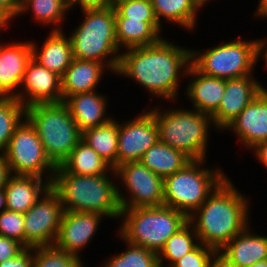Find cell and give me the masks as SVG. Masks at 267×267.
<instances>
[{
  "label": "cell",
  "instance_id": "obj_29",
  "mask_svg": "<svg viewBox=\"0 0 267 267\" xmlns=\"http://www.w3.org/2000/svg\"><path fill=\"white\" fill-rule=\"evenodd\" d=\"M117 45L122 50L148 46L157 43L161 36L149 23L115 18Z\"/></svg>",
  "mask_w": 267,
  "mask_h": 267
},
{
  "label": "cell",
  "instance_id": "obj_46",
  "mask_svg": "<svg viewBox=\"0 0 267 267\" xmlns=\"http://www.w3.org/2000/svg\"><path fill=\"white\" fill-rule=\"evenodd\" d=\"M7 210L4 188H0V214Z\"/></svg>",
  "mask_w": 267,
  "mask_h": 267
},
{
  "label": "cell",
  "instance_id": "obj_49",
  "mask_svg": "<svg viewBox=\"0 0 267 267\" xmlns=\"http://www.w3.org/2000/svg\"><path fill=\"white\" fill-rule=\"evenodd\" d=\"M248 267H267V260L258 261V262L254 263Z\"/></svg>",
  "mask_w": 267,
  "mask_h": 267
},
{
  "label": "cell",
  "instance_id": "obj_35",
  "mask_svg": "<svg viewBox=\"0 0 267 267\" xmlns=\"http://www.w3.org/2000/svg\"><path fill=\"white\" fill-rule=\"evenodd\" d=\"M55 246L34 247L32 267H81L85 262Z\"/></svg>",
  "mask_w": 267,
  "mask_h": 267
},
{
  "label": "cell",
  "instance_id": "obj_1",
  "mask_svg": "<svg viewBox=\"0 0 267 267\" xmlns=\"http://www.w3.org/2000/svg\"><path fill=\"white\" fill-rule=\"evenodd\" d=\"M190 64L191 48L162 37L155 44L122 51L115 75L134 80L152 96L150 100L159 97L173 104L179 102V82Z\"/></svg>",
  "mask_w": 267,
  "mask_h": 267
},
{
  "label": "cell",
  "instance_id": "obj_37",
  "mask_svg": "<svg viewBox=\"0 0 267 267\" xmlns=\"http://www.w3.org/2000/svg\"><path fill=\"white\" fill-rule=\"evenodd\" d=\"M0 236L8 237L24 246V214L5 210L0 214Z\"/></svg>",
  "mask_w": 267,
  "mask_h": 267
},
{
  "label": "cell",
  "instance_id": "obj_39",
  "mask_svg": "<svg viewBox=\"0 0 267 267\" xmlns=\"http://www.w3.org/2000/svg\"><path fill=\"white\" fill-rule=\"evenodd\" d=\"M34 248H25L15 258L0 262V267H32Z\"/></svg>",
  "mask_w": 267,
  "mask_h": 267
},
{
  "label": "cell",
  "instance_id": "obj_2",
  "mask_svg": "<svg viewBox=\"0 0 267 267\" xmlns=\"http://www.w3.org/2000/svg\"><path fill=\"white\" fill-rule=\"evenodd\" d=\"M246 196L227 176L188 217L199 243L219 252L234 236L245 230L251 223V203Z\"/></svg>",
  "mask_w": 267,
  "mask_h": 267
},
{
  "label": "cell",
  "instance_id": "obj_27",
  "mask_svg": "<svg viewBox=\"0 0 267 267\" xmlns=\"http://www.w3.org/2000/svg\"><path fill=\"white\" fill-rule=\"evenodd\" d=\"M60 166L67 173L76 175L89 176L114 173L112 167L82 140Z\"/></svg>",
  "mask_w": 267,
  "mask_h": 267
},
{
  "label": "cell",
  "instance_id": "obj_48",
  "mask_svg": "<svg viewBox=\"0 0 267 267\" xmlns=\"http://www.w3.org/2000/svg\"><path fill=\"white\" fill-rule=\"evenodd\" d=\"M9 26L10 25L0 16V32H2L5 29H8Z\"/></svg>",
  "mask_w": 267,
  "mask_h": 267
},
{
  "label": "cell",
  "instance_id": "obj_23",
  "mask_svg": "<svg viewBox=\"0 0 267 267\" xmlns=\"http://www.w3.org/2000/svg\"><path fill=\"white\" fill-rule=\"evenodd\" d=\"M105 71L110 70L103 63L73 58L61 77L63 101L71 95L96 91Z\"/></svg>",
  "mask_w": 267,
  "mask_h": 267
},
{
  "label": "cell",
  "instance_id": "obj_16",
  "mask_svg": "<svg viewBox=\"0 0 267 267\" xmlns=\"http://www.w3.org/2000/svg\"><path fill=\"white\" fill-rule=\"evenodd\" d=\"M16 99L26 108L40 103L63 101L61 76L31 59Z\"/></svg>",
  "mask_w": 267,
  "mask_h": 267
},
{
  "label": "cell",
  "instance_id": "obj_26",
  "mask_svg": "<svg viewBox=\"0 0 267 267\" xmlns=\"http://www.w3.org/2000/svg\"><path fill=\"white\" fill-rule=\"evenodd\" d=\"M158 23H174L185 31L197 29L199 9L191 0H151ZM164 21V22H163Z\"/></svg>",
  "mask_w": 267,
  "mask_h": 267
},
{
  "label": "cell",
  "instance_id": "obj_25",
  "mask_svg": "<svg viewBox=\"0 0 267 267\" xmlns=\"http://www.w3.org/2000/svg\"><path fill=\"white\" fill-rule=\"evenodd\" d=\"M191 161L183 152L175 150L160 140L151 146L140 159L144 166L163 179L183 169Z\"/></svg>",
  "mask_w": 267,
  "mask_h": 267
},
{
  "label": "cell",
  "instance_id": "obj_10",
  "mask_svg": "<svg viewBox=\"0 0 267 267\" xmlns=\"http://www.w3.org/2000/svg\"><path fill=\"white\" fill-rule=\"evenodd\" d=\"M12 175L38 176L50 184L56 166L47 157L34 126L25 117L3 152Z\"/></svg>",
  "mask_w": 267,
  "mask_h": 267
},
{
  "label": "cell",
  "instance_id": "obj_11",
  "mask_svg": "<svg viewBox=\"0 0 267 267\" xmlns=\"http://www.w3.org/2000/svg\"><path fill=\"white\" fill-rule=\"evenodd\" d=\"M115 172L119 179L117 185H120L118 186V200L121 209L163 205L164 179L140 161L121 164Z\"/></svg>",
  "mask_w": 267,
  "mask_h": 267
},
{
  "label": "cell",
  "instance_id": "obj_34",
  "mask_svg": "<svg viewBox=\"0 0 267 267\" xmlns=\"http://www.w3.org/2000/svg\"><path fill=\"white\" fill-rule=\"evenodd\" d=\"M115 18L149 23L161 36L162 28L155 16L151 0H120L114 4Z\"/></svg>",
  "mask_w": 267,
  "mask_h": 267
},
{
  "label": "cell",
  "instance_id": "obj_21",
  "mask_svg": "<svg viewBox=\"0 0 267 267\" xmlns=\"http://www.w3.org/2000/svg\"><path fill=\"white\" fill-rule=\"evenodd\" d=\"M97 91L71 95L63 101L81 132L106 124L114 118L107 115V96Z\"/></svg>",
  "mask_w": 267,
  "mask_h": 267
},
{
  "label": "cell",
  "instance_id": "obj_13",
  "mask_svg": "<svg viewBox=\"0 0 267 267\" xmlns=\"http://www.w3.org/2000/svg\"><path fill=\"white\" fill-rule=\"evenodd\" d=\"M145 109L137 117L118 121L117 167L140 161L144 153L159 140L154 114L149 108Z\"/></svg>",
  "mask_w": 267,
  "mask_h": 267
},
{
  "label": "cell",
  "instance_id": "obj_9",
  "mask_svg": "<svg viewBox=\"0 0 267 267\" xmlns=\"http://www.w3.org/2000/svg\"><path fill=\"white\" fill-rule=\"evenodd\" d=\"M257 42L239 36L207 50L191 48V64L202 74L226 80L254 75Z\"/></svg>",
  "mask_w": 267,
  "mask_h": 267
},
{
  "label": "cell",
  "instance_id": "obj_6",
  "mask_svg": "<svg viewBox=\"0 0 267 267\" xmlns=\"http://www.w3.org/2000/svg\"><path fill=\"white\" fill-rule=\"evenodd\" d=\"M117 228L124 240L159 253L167 240L188 223V217L168 206L121 209Z\"/></svg>",
  "mask_w": 267,
  "mask_h": 267
},
{
  "label": "cell",
  "instance_id": "obj_4",
  "mask_svg": "<svg viewBox=\"0 0 267 267\" xmlns=\"http://www.w3.org/2000/svg\"><path fill=\"white\" fill-rule=\"evenodd\" d=\"M148 108L154 114L161 142L183 152L191 160L207 159L209 132H219L210 115L180 106L179 109H164L162 105Z\"/></svg>",
  "mask_w": 267,
  "mask_h": 267
},
{
  "label": "cell",
  "instance_id": "obj_40",
  "mask_svg": "<svg viewBox=\"0 0 267 267\" xmlns=\"http://www.w3.org/2000/svg\"><path fill=\"white\" fill-rule=\"evenodd\" d=\"M21 9L19 0H0V16L10 25L18 18ZM16 17V18H15Z\"/></svg>",
  "mask_w": 267,
  "mask_h": 267
},
{
  "label": "cell",
  "instance_id": "obj_43",
  "mask_svg": "<svg viewBox=\"0 0 267 267\" xmlns=\"http://www.w3.org/2000/svg\"><path fill=\"white\" fill-rule=\"evenodd\" d=\"M12 176L7 159L3 153H0V188H4L8 179Z\"/></svg>",
  "mask_w": 267,
  "mask_h": 267
},
{
  "label": "cell",
  "instance_id": "obj_41",
  "mask_svg": "<svg viewBox=\"0 0 267 267\" xmlns=\"http://www.w3.org/2000/svg\"><path fill=\"white\" fill-rule=\"evenodd\" d=\"M78 6L81 11L85 9L107 8L109 6H113V4L111 0H76L70 6V10Z\"/></svg>",
  "mask_w": 267,
  "mask_h": 267
},
{
  "label": "cell",
  "instance_id": "obj_8",
  "mask_svg": "<svg viewBox=\"0 0 267 267\" xmlns=\"http://www.w3.org/2000/svg\"><path fill=\"white\" fill-rule=\"evenodd\" d=\"M26 118L34 126L47 157L59 166L82 139V132L62 101L26 107Z\"/></svg>",
  "mask_w": 267,
  "mask_h": 267
},
{
  "label": "cell",
  "instance_id": "obj_50",
  "mask_svg": "<svg viewBox=\"0 0 267 267\" xmlns=\"http://www.w3.org/2000/svg\"><path fill=\"white\" fill-rule=\"evenodd\" d=\"M211 267H225L224 264L218 259Z\"/></svg>",
  "mask_w": 267,
  "mask_h": 267
},
{
  "label": "cell",
  "instance_id": "obj_19",
  "mask_svg": "<svg viewBox=\"0 0 267 267\" xmlns=\"http://www.w3.org/2000/svg\"><path fill=\"white\" fill-rule=\"evenodd\" d=\"M252 224L234 236L219 252L225 267H248L267 260V236L253 232Z\"/></svg>",
  "mask_w": 267,
  "mask_h": 267
},
{
  "label": "cell",
  "instance_id": "obj_44",
  "mask_svg": "<svg viewBox=\"0 0 267 267\" xmlns=\"http://www.w3.org/2000/svg\"><path fill=\"white\" fill-rule=\"evenodd\" d=\"M264 60L265 66L267 67V42L263 38H259L256 47V63ZM263 58V59H262Z\"/></svg>",
  "mask_w": 267,
  "mask_h": 267
},
{
  "label": "cell",
  "instance_id": "obj_24",
  "mask_svg": "<svg viewBox=\"0 0 267 267\" xmlns=\"http://www.w3.org/2000/svg\"><path fill=\"white\" fill-rule=\"evenodd\" d=\"M49 187L38 176L12 175L4 186L7 210L25 214Z\"/></svg>",
  "mask_w": 267,
  "mask_h": 267
},
{
  "label": "cell",
  "instance_id": "obj_31",
  "mask_svg": "<svg viewBox=\"0 0 267 267\" xmlns=\"http://www.w3.org/2000/svg\"><path fill=\"white\" fill-rule=\"evenodd\" d=\"M199 244L194 227L188 222L167 240L164 247L158 253L160 267H171Z\"/></svg>",
  "mask_w": 267,
  "mask_h": 267
},
{
  "label": "cell",
  "instance_id": "obj_32",
  "mask_svg": "<svg viewBox=\"0 0 267 267\" xmlns=\"http://www.w3.org/2000/svg\"><path fill=\"white\" fill-rule=\"evenodd\" d=\"M116 236L125 243V250L106 258L100 267H160L158 253L129 243L119 234Z\"/></svg>",
  "mask_w": 267,
  "mask_h": 267
},
{
  "label": "cell",
  "instance_id": "obj_52",
  "mask_svg": "<svg viewBox=\"0 0 267 267\" xmlns=\"http://www.w3.org/2000/svg\"><path fill=\"white\" fill-rule=\"evenodd\" d=\"M111 1H112V4L114 5L115 3H117L120 0H111Z\"/></svg>",
  "mask_w": 267,
  "mask_h": 267
},
{
  "label": "cell",
  "instance_id": "obj_28",
  "mask_svg": "<svg viewBox=\"0 0 267 267\" xmlns=\"http://www.w3.org/2000/svg\"><path fill=\"white\" fill-rule=\"evenodd\" d=\"M70 11V6L64 0H24L18 18L31 12L30 17L35 23L49 26L51 31H61Z\"/></svg>",
  "mask_w": 267,
  "mask_h": 267
},
{
  "label": "cell",
  "instance_id": "obj_30",
  "mask_svg": "<svg viewBox=\"0 0 267 267\" xmlns=\"http://www.w3.org/2000/svg\"><path fill=\"white\" fill-rule=\"evenodd\" d=\"M82 141L93 148L113 170L117 168L118 120L87 129L82 132Z\"/></svg>",
  "mask_w": 267,
  "mask_h": 267
},
{
  "label": "cell",
  "instance_id": "obj_20",
  "mask_svg": "<svg viewBox=\"0 0 267 267\" xmlns=\"http://www.w3.org/2000/svg\"><path fill=\"white\" fill-rule=\"evenodd\" d=\"M186 78L185 97L191 101L192 109L212 115L219 107L226 86V79L208 76L200 73L190 64Z\"/></svg>",
  "mask_w": 267,
  "mask_h": 267
},
{
  "label": "cell",
  "instance_id": "obj_22",
  "mask_svg": "<svg viewBox=\"0 0 267 267\" xmlns=\"http://www.w3.org/2000/svg\"><path fill=\"white\" fill-rule=\"evenodd\" d=\"M43 45L37 46L38 42L30 40L33 51V59L48 70L63 76L65 70L73 60L72 42L64 30L48 32ZM40 47V48H39Z\"/></svg>",
  "mask_w": 267,
  "mask_h": 267
},
{
  "label": "cell",
  "instance_id": "obj_33",
  "mask_svg": "<svg viewBox=\"0 0 267 267\" xmlns=\"http://www.w3.org/2000/svg\"><path fill=\"white\" fill-rule=\"evenodd\" d=\"M26 117V108L15 97H0V153H3L16 127Z\"/></svg>",
  "mask_w": 267,
  "mask_h": 267
},
{
  "label": "cell",
  "instance_id": "obj_15",
  "mask_svg": "<svg viewBox=\"0 0 267 267\" xmlns=\"http://www.w3.org/2000/svg\"><path fill=\"white\" fill-rule=\"evenodd\" d=\"M261 91L267 92V87L254 75L227 79L221 103L211 115L215 128L222 133Z\"/></svg>",
  "mask_w": 267,
  "mask_h": 267
},
{
  "label": "cell",
  "instance_id": "obj_38",
  "mask_svg": "<svg viewBox=\"0 0 267 267\" xmlns=\"http://www.w3.org/2000/svg\"><path fill=\"white\" fill-rule=\"evenodd\" d=\"M25 247L8 237L0 236V262L15 258Z\"/></svg>",
  "mask_w": 267,
  "mask_h": 267
},
{
  "label": "cell",
  "instance_id": "obj_14",
  "mask_svg": "<svg viewBox=\"0 0 267 267\" xmlns=\"http://www.w3.org/2000/svg\"><path fill=\"white\" fill-rule=\"evenodd\" d=\"M104 219L99 213L64 211L54 246L81 259L80 254L93 241Z\"/></svg>",
  "mask_w": 267,
  "mask_h": 267
},
{
  "label": "cell",
  "instance_id": "obj_36",
  "mask_svg": "<svg viewBox=\"0 0 267 267\" xmlns=\"http://www.w3.org/2000/svg\"><path fill=\"white\" fill-rule=\"evenodd\" d=\"M217 260L218 252L200 243L171 267H211Z\"/></svg>",
  "mask_w": 267,
  "mask_h": 267
},
{
  "label": "cell",
  "instance_id": "obj_3",
  "mask_svg": "<svg viewBox=\"0 0 267 267\" xmlns=\"http://www.w3.org/2000/svg\"><path fill=\"white\" fill-rule=\"evenodd\" d=\"M117 180L115 170L114 173L86 176L67 173L59 165L50 187L60 197L64 211L99 213L107 219L119 220Z\"/></svg>",
  "mask_w": 267,
  "mask_h": 267
},
{
  "label": "cell",
  "instance_id": "obj_51",
  "mask_svg": "<svg viewBox=\"0 0 267 267\" xmlns=\"http://www.w3.org/2000/svg\"><path fill=\"white\" fill-rule=\"evenodd\" d=\"M69 6H71L76 0H64Z\"/></svg>",
  "mask_w": 267,
  "mask_h": 267
},
{
  "label": "cell",
  "instance_id": "obj_5",
  "mask_svg": "<svg viewBox=\"0 0 267 267\" xmlns=\"http://www.w3.org/2000/svg\"><path fill=\"white\" fill-rule=\"evenodd\" d=\"M81 13L83 19L69 35L73 58L103 63L115 75L121 50L116 40L114 5Z\"/></svg>",
  "mask_w": 267,
  "mask_h": 267
},
{
  "label": "cell",
  "instance_id": "obj_42",
  "mask_svg": "<svg viewBox=\"0 0 267 267\" xmlns=\"http://www.w3.org/2000/svg\"><path fill=\"white\" fill-rule=\"evenodd\" d=\"M250 151L263 168L267 169V141L258 143Z\"/></svg>",
  "mask_w": 267,
  "mask_h": 267
},
{
  "label": "cell",
  "instance_id": "obj_45",
  "mask_svg": "<svg viewBox=\"0 0 267 267\" xmlns=\"http://www.w3.org/2000/svg\"><path fill=\"white\" fill-rule=\"evenodd\" d=\"M257 9L254 11V16L261 18V21L262 19H266L267 20V0H258V3H257Z\"/></svg>",
  "mask_w": 267,
  "mask_h": 267
},
{
  "label": "cell",
  "instance_id": "obj_7",
  "mask_svg": "<svg viewBox=\"0 0 267 267\" xmlns=\"http://www.w3.org/2000/svg\"><path fill=\"white\" fill-rule=\"evenodd\" d=\"M207 159L192 160L164 178L163 205L191 216L227 177L221 167H206Z\"/></svg>",
  "mask_w": 267,
  "mask_h": 267
},
{
  "label": "cell",
  "instance_id": "obj_18",
  "mask_svg": "<svg viewBox=\"0 0 267 267\" xmlns=\"http://www.w3.org/2000/svg\"><path fill=\"white\" fill-rule=\"evenodd\" d=\"M229 131L248 151L267 141V92L261 91L223 131Z\"/></svg>",
  "mask_w": 267,
  "mask_h": 267
},
{
  "label": "cell",
  "instance_id": "obj_12",
  "mask_svg": "<svg viewBox=\"0 0 267 267\" xmlns=\"http://www.w3.org/2000/svg\"><path fill=\"white\" fill-rule=\"evenodd\" d=\"M63 213L60 197L49 187L24 214V247L54 246Z\"/></svg>",
  "mask_w": 267,
  "mask_h": 267
},
{
  "label": "cell",
  "instance_id": "obj_47",
  "mask_svg": "<svg viewBox=\"0 0 267 267\" xmlns=\"http://www.w3.org/2000/svg\"><path fill=\"white\" fill-rule=\"evenodd\" d=\"M194 5L199 9L201 10L202 7H205L206 5H208V3H211L210 1L211 0H191Z\"/></svg>",
  "mask_w": 267,
  "mask_h": 267
},
{
  "label": "cell",
  "instance_id": "obj_17",
  "mask_svg": "<svg viewBox=\"0 0 267 267\" xmlns=\"http://www.w3.org/2000/svg\"><path fill=\"white\" fill-rule=\"evenodd\" d=\"M33 58L30 40L0 43V97H17Z\"/></svg>",
  "mask_w": 267,
  "mask_h": 267
}]
</instances>
